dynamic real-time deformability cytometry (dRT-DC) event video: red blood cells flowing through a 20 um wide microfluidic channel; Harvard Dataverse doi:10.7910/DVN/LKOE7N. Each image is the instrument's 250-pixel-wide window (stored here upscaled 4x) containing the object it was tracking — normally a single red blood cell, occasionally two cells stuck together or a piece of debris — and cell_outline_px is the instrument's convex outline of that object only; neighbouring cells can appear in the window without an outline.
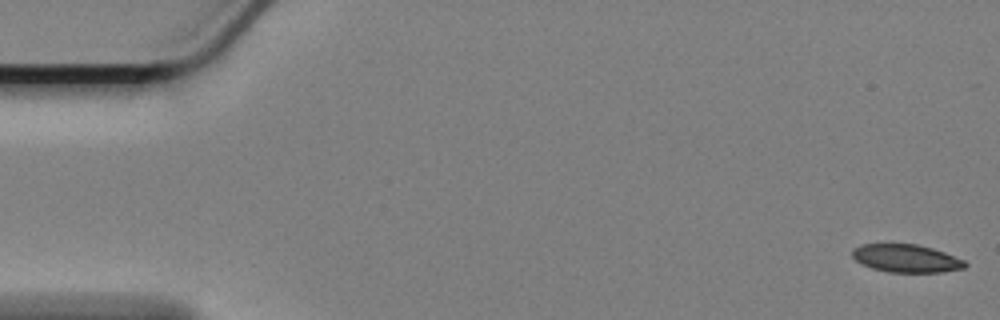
{"species": "Egyptian fruit bat (a non-hibernating species)", "species_latin": "Rousettus aegyptiacus", "temperature_condition": "cold", "stored_images_in_passage": 58, "camera_frame_rate_fps": 3000, "um_per_image_px": 0.085, "animal": {"sex": "female"}, "frame": {"image": 1, "passage_image": 1, "time_ms": 0.0, "image_size_px": [1000, 320], "cell_outline_px": [[968, 264], [964, 268], [944, 272], [888, 272], [872, 268], [856, 260], [852, 256], [852, 248], [860, 244], [916, 244], [932, 248], [944, 252], [964, 260]], "centroid_in_image_um": [77.03, 21.96], "position_along_channel_um": 8.0, "area_um2": 18.32}}
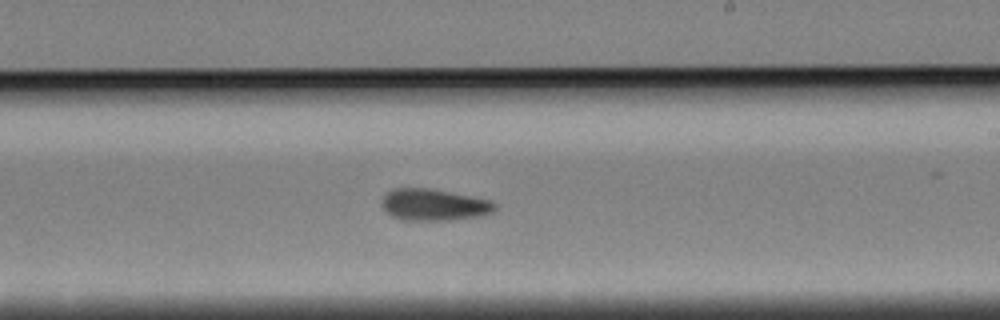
{"frame": {"image": 2, "passage_image": 34, "time_ms": 11.0, "image_size_px": [1000, 320], "cell_outline_px": [[496, 208], [492, 212], [476, 216], [452, 220], [400, 220], [392, 216], [380, 204], [384, 196], [388, 192], [396, 188], [428, 188], [492, 200], [496, 204]], "centroid_in_image_um": [36.87, 17.41], "position_along_channel_um": 252.1, "area_um2": 20.69}}
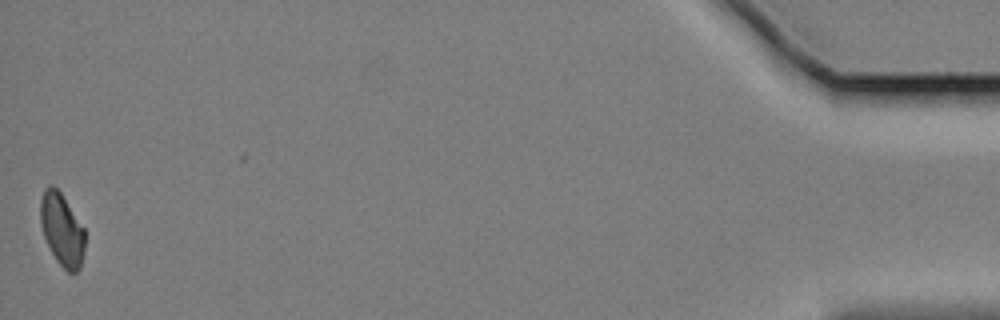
{"frame": {"image": 3, "passage_image": 58, "time_ms": 19.0, "image_size_px": [1000, 320], "cell_outline_px": [[84, 252], [80, 268], [76, 272], [68, 272], [56, 260], [44, 236], [40, 224], [40, 200], [44, 188], [48, 184], [52, 184], [60, 192], [84, 228]], "centroid_in_image_um": [5.25, 19.49], "position_along_channel_um": 430.0, "area_um2": 18.67}, "authors_computed_cell_mechanics": {"area_um2": 20.0566, "velocity_mm_per_s": 3.3915, "shape_relaxation_time_tau1_ms": 8.1191, "shape_relaxation_time_tau2_ms": 8.3874, "deformation_change_tau1": 0.1202, "deformation_change_tau2": 0.1164}}